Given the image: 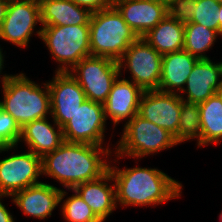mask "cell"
Masks as SVG:
<instances>
[{
	"mask_svg": "<svg viewBox=\"0 0 222 222\" xmlns=\"http://www.w3.org/2000/svg\"><path fill=\"white\" fill-rule=\"evenodd\" d=\"M109 146V143L104 147L65 141L42 158V176L54 178L69 191L96 180L108 171L107 160L113 155Z\"/></svg>",
	"mask_w": 222,
	"mask_h": 222,
	"instance_id": "6da1fadb",
	"label": "cell"
},
{
	"mask_svg": "<svg viewBox=\"0 0 222 222\" xmlns=\"http://www.w3.org/2000/svg\"><path fill=\"white\" fill-rule=\"evenodd\" d=\"M113 154L116 159H110L108 170L115 183L117 207H156L182 196V183L162 170L140 166L119 169L115 165L117 155Z\"/></svg>",
	"mask_w": 222,
	"mask_h": 222,
	"instance_id": "7a4b0ae2",
	"label": "cell"
},
{
	"mask_svg": "<svg viewBox=\"0 0 222 222\" xmlns=\"http://www.w3.org/2000/svg\"><path fill=\"white\" fill-rule=\"evenodd\" d=\"M3 100L0 108L9 113L20 128L37 119L51 116L47 82L39 85L25 73L8 74L1 82Z\"/></svg>",
	"mask_w": 222,
	"mask_h": 222,
	"instance_id": "3957f363",
	"label": "cell"
},
{
	"mask_svg": "<svg viewBox=\"0 0 222 222\" xmlns=\"http://www.w3.org/2000/svg\"><path fill=\"white\" fill-rule=\"evenodd\" d=\"M89 25L91 56L118 61L139 38L115 7L92 13Z\"/></svg>",
	"mask_w": 222,
	"mask_h": 222,
	"instance_id": "277c9868",
	"label": "cell"
},
{
	"mask_svg": "<svg viewBox=\"0 0 222 222\" xmlns=\"http://www.w3.org/2000/svg\"><path fill=\"white\" fill-rule=\"evenodd\" d=\"M114 153L121 158L141 159L177 146L174 136L167 130L143 119L138 114L123 125Z\"/></svg>",
	"mask_w": 222,
	"mask_h": 222,
	"instance_id": "5b68a950",
	"label": "cell"
},
{
	"mask_svg": "<svg viewBox=\"0 0 222 222\" xmlns=\"http://www.w3.org/2000/svg\"><path fill=\"white\" fill-rule=\"evenodd\" d=\"M89 33L90 25H42L40 40L59 64L54 71L68 72L80 60L91 56Z\"/></svg>",
	"mask_w": 222,
	"mask_h": 222,
	"instance_id": "8992f818",
	"label": "cell"
},
{
	"mask_svg": "<svg viewBox=\"0 0 222 222\" xmlns=\"http://www.w3.org/2000/svg\"><path fill=\"white\" fill-rule=\"evenodd\" d=\"M69 73L82 87L86 98L104 104L116 79L121 76L118 61L99 56L80 60Z\"/></svg>",
	"mask_w": 222,
	"mask_h": 222,
	"instance_id": "52a82bcc",
	"label": "cell"
},
{
	"mask_svg": "<svg viewBox=\"0 0 222 222\" xmlns=\"http://www.w3.org/2000/svg\"><path fill=\"white\" fill-rule=\"evenodd\" d=\"M119 70L128 71L143 91L158 90L162 74V55L143 37H139L118 60ZM131 78V79H130Z\"/></svg>",
	"mask_w": 222,
	"mask_h": 222,
	"instance_id": "ba28073f",
	"label": "cell"
},
{
	"mask_svg": "<svg viewBox=\"0 0 222 222\" xmlns=\"http://www.w3.org/2000/svg\"><path fill=\"white\" fill-rule=\"evenodd\" d=\"M17 146L0 148V154L12 151ZM42 158L32 151L18 152L0 160V196L11 197L31 185L40 183Z\"/></svg>",
	"mask_w": 222,
	"mask_h": 222,
	"instance_id": "9c48e42d",
	"label": "cell"
},
{
	"mask_svg": "<svg viewBox=\"0 0 222 222\" xmlns=\"http://www.w3.org/2000/svg\"><path fill=\"white\" fill-rule=\"evenodd\" d=\"M38 23L40 24L37 29ZM42 31L39 0H10L0 26V39L27 48L32 35L40 39Z\"/></svg>",
	"mask_w": 222,
	"mask_h": 222,
	"instance_id": "30bf717a",
	"label": "cell"
},
{
	"mask_svg": "<svg viewBox=\"0 0 222 222\" xmlns=\"http://www.w3.org/2000/svg\"><path fill=\"white\" fill-rule=\"evenodd\" d=\"M106 121L104 105L86 99L72 119L62 127L64 140L70 143L104 146Z\"/></svg>",
	"mask_w": 222,
	"mask_h": 222,
	"instance_id": "8fae6325",
	"label": "cell"
},
{
	"mask_svg": "<svg viewBox=\"0 0 222 222\" xmlns=\"http://www.w3.org/2000/svg\"><path fill=\"white\" fill-rule=\"evenodd\" d=\"M51 81H47L50 91L51 118L62 128L81 104L87 99L86 95L68 72L55 71Z\"/></svg>",
	"mask_w": 222,
	"mask_h": 222,
	"instance_id": "7c38bea8",
	"label": "cell"
},
{
	"mask_svg": "<svg viewBox=\"0 0 222 222\" xmlns=\"http://www.w3.org/2000/svg\"><path fill=\"white\" fill-rule=\"evenodd\" d=\"M182 99L179 94L159 90L144 91L139 101L138 115L177 135Z\"/></svg>",
	"mask_w": 222,
	"mask_h": 222,
	"instance_id": "4fadbf2b",
	"label": "cell"
},
{
	"mask_svg": "<svg viewBox=\"0 0 222 222\" xmlns=\"http://www.w3.org/2000/svg\"><path fill=\"white\" fill-rule=\"evenodd\" d=\"M221 85L222 62L216 63L211 59H199L193 66L179 96L185 102L200 104L218 93Z\"/></svg>",
	"mask_w": 222,
	"mask_h": 222,
	"instance_id": "5bb4252c",
	"label": "cell"
},
{
	"mask_svg": "<svg viewBox=\"0 0 222 222\" xmlns=\"http://www.w3.org/2000/svg\"><path fill=\"white\" fill-rule=\"evenodd\" d=\"M122 75L124 74L121 71V76L114 82L108 98L103 104L105 118L106 120L111 119L110 123L113 124V128L122 121L126 120L125 123H127L138 114L139 101L144 92L127 78L120 79Z\"/></svg>",
	"mask_w": 222,
	"mask_h": 222,
	"instance_id": "9a60e30c",
	"label": "cell"
},
{
	"mask_svg": "<svg viewBox=\"0 0 222 222\" xmlns=\"http://www.w3.org/2000/svg\"><path fill=\"white\" fill-rule=\"evenodd\" d=\"M62 189L44 182L14 193L12 203L26 216L43 220L50 217L60 203Z\"/></svg>",
	"mask_w": 222,
	"mask_h": 222,
	"instance_id": "2e32d148",
	"label": "cell"
},
{
	"mask_svg": "<svg viewBox=\"0 0 222 222\" xmlns=\"http://www.w3.org/2000/svg\"><path fill=\"white\" fill-rule=\"evenodd\" d=\"M114 7L139 37L147 34L167 15V4L153 1L115 0Z\"/></svg>",
	"mask_w": 222,
	"mask_h": 222,
	"instance_id": "e0dca14e",
	"label": "cell"
},
{
	"mask_svg": "<svg viewBox=\"0 0 222 222\" xmlns=\"http://www.w3.org/2000/svg\"><path fill=\"white\" fill-rule=\"evenodd\" d=\"M49 118L34 120L25 124L21 128V134L18 141L23 142L29 151L43 158L46 154L51 153L65 142L62 128Z\"/></svg>",
	"mask_w": 222,
	"mask_h": 222,
	"instance_id": "ac0fdd59",
	"label": "cell"
},
{
	"mask_svg": "<svg viewBox=\"0 0 222 222\" xmlns=\"http://www.w3.org/2000/svg\"><path fill=\"white\" fill-rule=\"evenodd\" d=\"M74 190L102 222L118 208L115 183L109 170L96 180L77 185Z\"/></svg>",
	"mask_w": 222,
	"mask_h": 222,
	"instance_id": "d6986e66",
	"label": "cell"
},
{
	"mask_svg": "<svg viewBox=\"0 0 222 222\" xmlns=\"http://www.w3.org/2000/svg\"><path fill=\"white\" fill-rule=\"evenodd\" d=\"M198 60L185 50L162 55V74L158 90L180 94Z\"/></svg>",
	"mask_w": 222,
	"mask_h": 222,
	"instance_id": "ffe728a7",
	"label": "cell"
},
{
	"mask_svg": "<svg viewBox=\"0 0 222 222\" xmlns=\"http://www.w3.org/2000/svg\"><path fill=\"white\" fill-rule=\"evenodd\" d=\"M42 25H89L92 13L72 0H39Z\"/></svg>",
	"mask_w": 222,
	"mask_h": 222,
	"instance_id": "44dd1931",
	"label": "cell"
},
{
	"mask_svg": "<svg viewBox=\"0 0 222 222\" xmlns=\"http://www.w3.org/2000/svg\"><path fill=\"white\" fill-rule=\"evenodd\" d=\"M143 38L161 55L183 50L184 24L166 15Z\"/></svg>",
	"mask_w": 222,
	"mask_h": 222,
	"instance_id": "7402d4cb",
	"label": "cell"
},
{
	"mask_svg": "<svg viewBox=\"0 0 222 222\" xmlns=\"http://www.w3.org/2000/svg\"><path fill=\"white\" fill-rule=\"evenodd\" d=\"M199 105L202 147L222 140V96L215 93Z\"/></svg>",
	"mask_w": 222,
	"mask_h": 222,
	"instance_id": "603a6c76",
	"label": "cell"
},
{
	"mask_svg": "<svg viewBox=\"0 0 222 222\" xmlns=\"http://www.w3.org/2000/svg\"><path fill=\"white\" fill-rule=\"evenodd\" d=\"M219 36L221 35L217 31L208 29L203 25L197 23L185 24L183 50L198 59H210L206 52L212 49Z\"/></svg>",
	"mask_w": 222,
	"mask_h": 222,
	"instance_id": "cb8c5ba5",
	"label": "cell"
},
{
	"mask_svg": "<svg viewBox=\"0 0 222 222\" xmlns=\"http://www.w3.org/2000/svg\"><path fill=\"white\" fill-rule=\"evenodd\" d=\"M174 140L177 145L185 141L196 140L197 147H202V131L198 104L188 103L182 100L180 121Z\"/></svg>",
	"mask_w": 222,
	"mask_h": 222,
	"instance_id": "d4e9b609",
	"label": "cell"
},
{
	"mask_svg": "<svg viewBox=\"0 0 222 222\" xmlns=\"http://www.w3.org/2000/svg\"><path fill=\"white\" fill-rule=\"evenodd\" d=\"M71 191L73 194L67 197L68 192L62 189L60 196V203L62 204L59 206L64 220L66 222H102L82 197L74 189Z\"/></svg>",
	"mask_w": 222,
	"mask_h": 222,
	"instance_id": "484cf974",
	"label": "cell"
},
{
	"mask_svg": "<svg viewBox=\"0 0 222 222\" xmlns=\"http://www.w3.org/2000/svg\"><path fill=\"white\" fill-rule=\"evenodd\" d=\"M218 0H197L191 23H197L208 29H213L220 34Z\"/></svg>",
	"mask_w": 222,
	"mask_h": 222,
	"instance_id": "4316f807",
	"label": "cell"
},
{
	"mask_svg": "<svg viewBox=\"0 0 222 222\" xmlns=\"http://www.w3.org/2000/svg\"><path fill=\"white\" fill-rule=\"evenodd\" d=\"M21 128L14 118L0 108V148L18 146Z\"/></svg>",
	"mask_w": 222,
	"mask_h": 222,
	"instance_id": "83f0119b",
	"label": "cell"
},
{
	"mask_svg": "<svg viewBox=\"0 0 222 222\" xmlns=\"http://www.w3.org/2000/svg\"><path fill=\"white\" fill-rule=\"evenodd\" d=\"M197 0H170L167 3V15L181 24L191 23Z\"/></svg>",
	"mask_w": 222,
	"mask_h": 222,
	"instance_id": "f1b7e54d",
	"label": "cell"
},
{
	"mask_svg": "<svg viewBox=\"0 0 222 222\" xmlns=\"http://www.w3.org/2000/svg\"><path fill=\"white\" fill-rule=\"evenodd\" d=\"M75 4L89 10L91 13L114 7L115 0H72Z\"/></svg>",
	"mask_w": 222,
	"mask_h": 222,
	"instance_id": "f546056e",
	"label": "cell"
},
{
	"mask_svg": "<svg viewBox=\"0 0 222 222\" xmlns=\"http://www.w3.org/2000/svg\"><path fill=\"white\" fill-rule=\"evenodd\" d=\"M3 198L4 196H0V222H15V219L9 209L3 202H1Z\"/></svg>",
	"mask_w": 222,
	"mask_h": 222,
	"instance_id": "4dcf8cb0",
	"label": "cell"
},
{
	"mask_svg": "<svg viewBox=\"0 0 222 222\" xmlns=\"http://www.w3.org/2000/svg\"><path fill=\"white\" fill-rule=\"evenodd\" d=\"M10 0H0V26L6 16L7 7Z\"/></svg>",
	"mask_w": 222,
	"mask_h": 222,
	"instance_id": "1f68e13d",
	"label": "cell"
},
{
	"mask_svg": "<svg viewBox=\"0 0 222 222\" xmlns=\"http://www.w3.org/2000/svg\"><path fill=\"white\" fill-rule=\"evenodd\" d=\"M4 56L5 55L3 53V49L0 46V79H1L0 82H2V80L8 75L7 73L6 74L2 73L3 69L5 68V66H4L5 57Z\"/></svg>",
	"mask_w": 222,
	"mask_h": 222,
	"instance_id": "d6a6232c",
	"label": "cell"
},
{
	"mask_svg": "<svg viewBox=\"0 0 222 222\" xmlns=\"http://www.w3.org/2000/svg\"><path fill=\"white\" fill-rule=\"evenodd\" d=\"M219 23H220V35L222 38V4L219 7Z\"/></svg>",
	"mask_w": 222,
	"mask_h": 222,
	"instance_id": "836d02e7",
	"label": "cell"
},
{
	"mask_svg": "<svg viewBox=\"0 0 222 222\" xmlns=\"http://www.w3.org/2000/svg\"><path fill=\"white\" fill-rule=\"evenodd\" d=\"M146 1H153V2H158V3H164V0H146Z\"/></svg>",
	"mask_w": 222,
	"mask_h": 222,
	"instance_id": "e575fe53",
	"label": "cell"
},
{
	"mask_svg": "<svg viewBox=\"0 0 222 222\" xmlns=\"http://www.w3.org/2000/svg\"><path fill=\"white\" fill-rule=\"evenodd\" d=\"M219 221L222 222V210H221V212L219 214Z\"/></svg>",
	"mask_w": 222,
	"mask_h": 222,
	"instance_id": "d590c367",
	"label": "cell"
},
{
	"mask_svg": "<svg viewBox=\"0 0 222 222\" xmlns=\"http://www.w3.org/2000/svg\"><path fill=\"white\" fill-rule=\"evenodd\" d=\"M218 93L222 96V85H221L220 90H219Z\"/></svg>",
	"mask_w": 222,
	"mask_h": 222,
	"instance_id": "8d00e7d4",
	"label": "cell"
},
{
	"mask_svg": "<svg viewBox=\"0 0 222 222\" xmlns=\"http://www.w3.org/2000/svg\"><path fill=\"white\" fill-rule=\"evenodd\" d=\"M170 0H164V4H167Z\"/></svg>",
	"mask_w": 222,
	"mask_h": 222,
	"instance_id": "74e56055",
	"label": "cell"
}]
</instances>
